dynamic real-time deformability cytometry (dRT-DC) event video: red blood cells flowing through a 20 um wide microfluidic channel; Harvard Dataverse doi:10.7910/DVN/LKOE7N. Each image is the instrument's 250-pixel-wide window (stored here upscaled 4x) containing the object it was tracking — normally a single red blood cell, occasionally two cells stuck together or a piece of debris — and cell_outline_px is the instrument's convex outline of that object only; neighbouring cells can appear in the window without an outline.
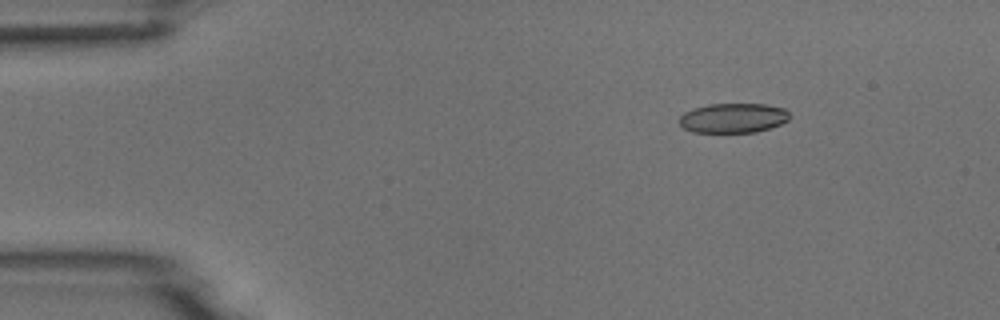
{"species": "common noctule bat (a hibernating species)", "species_latin": "Nyctalus noctula", "temperature_condition": "room temperature", "stored_images_in_passage": 6, "camera_frame_rate_fps": 3000, "um_per_image_px": 0.085, "animal": {"sex": "male", "body_mass_g": 18.8}, "frame": {"image": 1, "passage_image": 3, "time_ms": 0.667, "image_size_px": [1000, 320], "cell_outline_px": [[788, 120], [780, 124], [756, 132], [692, 132], [684, 128], [680, 124], [680, 116], [684, 112], [692, 108], [708, 104], [764, 104], [784, 108], [788, 112]], "centroid_in_image_um": [62.29, 10.02], "position_along_channel_um": 22.7, "area_um2": 18.96}}
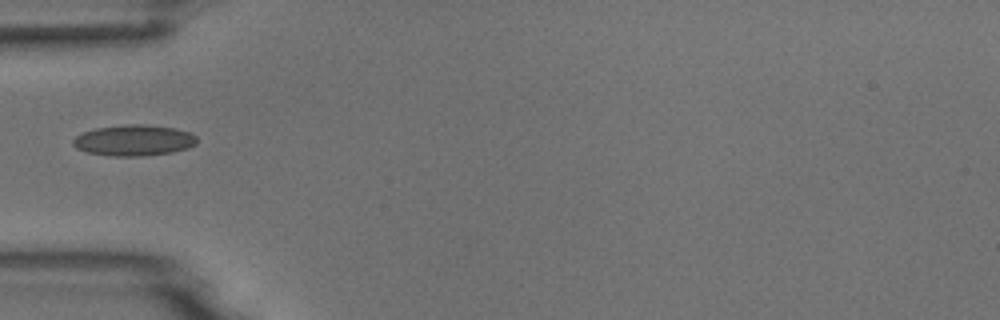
{"frame": {"image": 2, "passage_image": 6, "time_ms": 1.667, "image_size_px": [1000, 320], "cell_outline_px": [[196, 144], [188, 148], [172, 152], [144, 156], [112, 156], [88, 152], [76, 148], [72, 144], [72, 140], [76, 136], [84, 132], [96, 128], [128, 124], [144, 124], [176, 128], [188, 132], [196, 136]], "centroid_in_image_um": [11.38, 11.93], "position_along_channel_um": 73.6, "area_um2": 22.31}}